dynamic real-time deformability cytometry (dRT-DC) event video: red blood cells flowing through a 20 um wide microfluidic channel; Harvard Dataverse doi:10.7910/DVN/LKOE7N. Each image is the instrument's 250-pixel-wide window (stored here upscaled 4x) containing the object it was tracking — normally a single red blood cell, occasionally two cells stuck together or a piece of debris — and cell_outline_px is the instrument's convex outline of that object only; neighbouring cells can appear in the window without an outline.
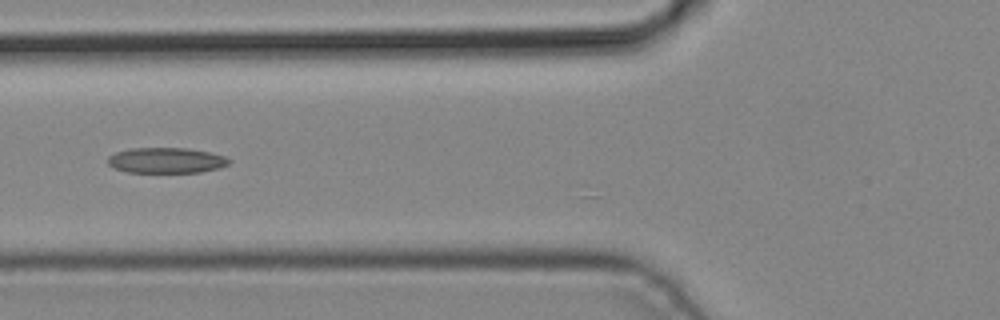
{"species": "common noctule bat (a hibernating species)", "species_latin": "Nyctalus noctula", "temperature_condition": "cold", "stored_images_in_passage": 5, "camera_frame_rate_fps": 3000, "um_per_image_px": 0.085, "animal": {"sex": "male", "body_mass_g": 19.2, "forearm_length_mm": 51.8}, "frame": {"image": 1, "passage_image": 5, "time_ms": 1.333, "image_size_px": [1000, 320], "cell_outline_px": [[232, 160], [228, 164], [220, 168], [200, 172], [128, 172], [112, 168], [108, 164], [108, 156], [116, 152], [132, 148], [188, 148], [212, 152], [224, 156]], "centroid_in_image_um": [14.14, 13.63], "position_along_channel_um": 111.7, "area_um2": 18.15}}